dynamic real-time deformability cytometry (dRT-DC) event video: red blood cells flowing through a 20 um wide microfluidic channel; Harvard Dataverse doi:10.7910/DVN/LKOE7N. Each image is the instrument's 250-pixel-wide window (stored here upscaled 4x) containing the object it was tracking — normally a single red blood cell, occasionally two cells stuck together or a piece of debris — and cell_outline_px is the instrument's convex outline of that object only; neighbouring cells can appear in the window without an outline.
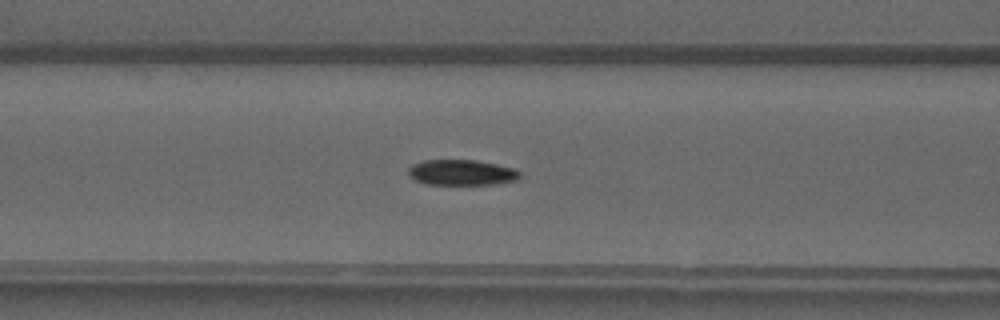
{"species": "common noctule bat (a hibernating species)", "species_latin": "Nyctalus noctula", "temperature_condition": "warm", "stored_images_in_passage": 49, "camera_frame_rate_fps": 3000, "um_per_image_px": 0.085, "animal": {"sex": "male", "forearm_length_mm": 52.5}, "frame": {"image": 1, "passage_image": 20, "time_ms": 6.333, "image_size_px": [1000, 320], "cell_outline_px": [[520, 176], [516, 180], [492, 184], [428, 184], [416, 180], [408, 176], [408, 168], [412, 164], [424, 160], [476, 160], [496, 164], [512, 168], [520, 172]], "centroid_in_image_um": [39.2, 14.65], "position_along_channel_um": 127.4, "area_um2": 16.47}}
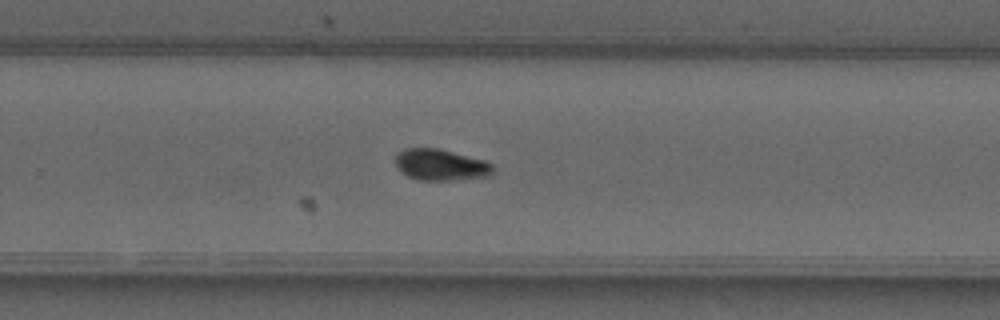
{"frame": {"image": 2, "passage_image": 32, "time_ms": 10.333, "image_size_px": [1000, 320], "cell_outline_px": [[492, 172], [488, 176], [452, 180], [420, 180], [408, 176], [400, 172], [396, 164], [396, 156], [404, 148], [436, 148], [484, 160], [492, 164]], "centroid_in_image_um": [37.43, 14.01], "position_along_channel_um": 292.4, "area_um2": 17.51}}
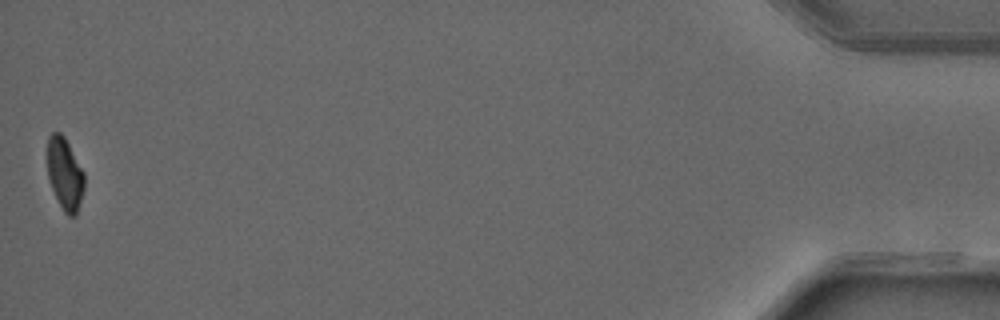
{"frame": {"image": 3, "passage_image": 49, "time_ms": 16.0, "image_size_px": [1000, 320], "cell_outline_px": [[84, 188], [76, 216], [68, 216], [64, 212], [52, 188], [48, 176], [48, 136], [52, 132], [60, 132], [64, 136], [84, 172]], "centroid_in_image_um": [5.52, 14.77], "position_along_channel_um": 429.7, "area_um2": 15.32}, "authors_computed_cell_mechanics": {"area_um2": 16.6464, "velocity_mm_per_s": 4.1327, "shape_relaxation_time_tau1_ms": 7.0688, "shape_relaxation_time_tau2_ms": 3.4028, "deformation_change_tau1": 0.2034, "deformation_change_tau2": 0.0565}}